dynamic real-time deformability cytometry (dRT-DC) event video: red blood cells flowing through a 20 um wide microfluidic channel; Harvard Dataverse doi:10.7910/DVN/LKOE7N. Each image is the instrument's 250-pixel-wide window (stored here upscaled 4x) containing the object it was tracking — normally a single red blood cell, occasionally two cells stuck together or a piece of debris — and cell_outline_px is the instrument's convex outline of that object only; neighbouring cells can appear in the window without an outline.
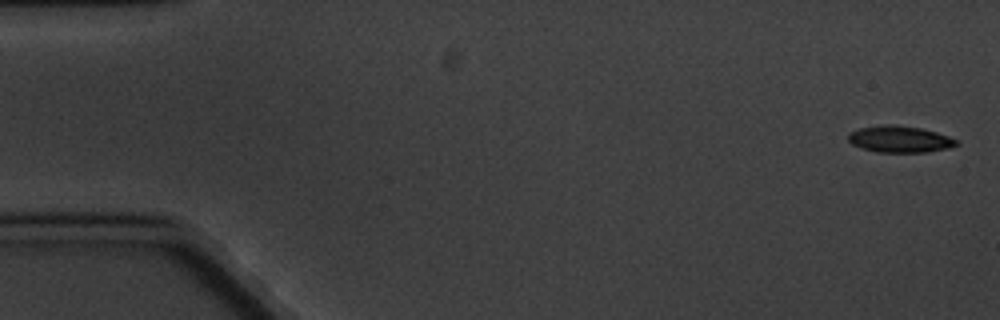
{"species": "common noctule bat (a hibernating species)", "species_latin": "Nyctalus noctula", "temperature_condition": "cold", "stored_images_in_passage": 6, "camera_frame_rate_fps": 3000, "um_per_image_px": 0.085, "animal": {"sex": "male", "body_mass_g": 20.1, "forearm_length_mm": 53.5}, "frame": {"image": 1, "passage_image": 1, "time_ms": 0.0, "image_size_px": [1000, 320], "cell_outline_px": [[960, 144], [948, 148], [928, 152], [876, 152], [852, 144], [848, 140], [848, 132], [860, 128], [888, 124], [892, 124], [920, 128], [936, 132], [960, 140]], "centroid_in_image_um": [76.51, 11.83], "position_along_channel_um": 8.5, "area_um2": 16.76}}
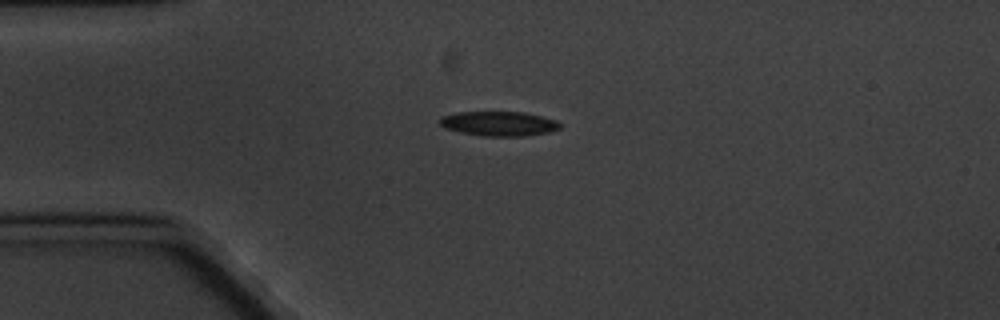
{"frame": {"image": 2, "passage_image": 4, "time_ms": 4.333, "image_size_px": [1000, 320], "cell_outline_px": [[560, 128], [548, 132], [524, 136], [484, 136], [460, 132], [444, 128], [440, 124], [440, 116], [456, 112], [524, 112], [556, 120], [560, 124]], "centroid_in_image_um": [42.37, 10.5], "position_along_channel_um": 42.6, "area_um2": 17.17}}